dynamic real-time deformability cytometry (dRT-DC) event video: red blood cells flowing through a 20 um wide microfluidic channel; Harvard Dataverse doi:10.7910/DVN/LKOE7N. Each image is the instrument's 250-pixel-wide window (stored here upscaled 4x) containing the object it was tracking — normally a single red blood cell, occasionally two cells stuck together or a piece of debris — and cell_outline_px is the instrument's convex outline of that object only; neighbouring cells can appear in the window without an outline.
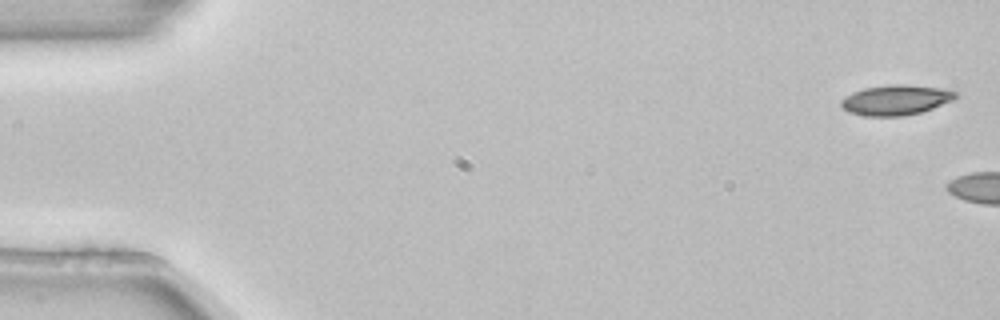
{"species": "common noctule bat (a hibernating species)", "species_latin": "Nyctalus noctula", "temperature_condition": "room temperature", "stored_images_in_passage": 2, "camera_frame_rate_fps": 3000, "um_per_image_px": 0.085, "animal": {"sex": "female", "body_mass_g": 22.7, "forearm_length_mm": 54.2}, "frame": {"image": 1, "passage_image": 1, "time_ms": 0.0, "image_size_px": [1000, 320], "cell_outline_px": [[960, 96], [952, 100], [932, 108], [920, 112], [904, 116], [864, 116], [848, 112], [840, 104], [840, 100], [844, 96], [852, 92], [864, 88], [888, 84], [908, 84], [948, 88], [956, 92]], "centroid_in_image_um": [76.16, 8.48], "position_along_channel_um": 8.8, "area_um2": 20.46}}